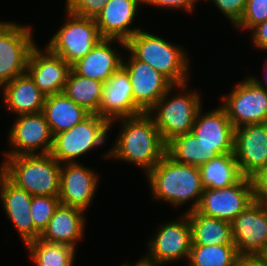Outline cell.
<instances>
[{"mask_svg":"<svg viewBox=\"0 0 267 266\" xmlns=\"http://www.w3.org/2000/svg\"><path fill=\"white\" fill-rule=\"evenodd\" d=\"M115 121H119L120 131L111 148L101 155L102 159L131 163L146 175L166 155V143L154 120L148 113H142L113 120L110 129Z\"/></svg>","mask_w":267,"mask_h":266,"instance_id":"cell-1","label":"cell"},{"mask_svg":"<svg viewBox=\"0 0 267 266\" xmlns=\"http://www.w3.org/2000/svg\"><path fill=\"white\" fill-rule=\"evenodd\" d=\"M151 197L175 208L191 202L186 212L196 210L204 188L199 167L176 163L165 155L146 175Z\"/></svg>","mask_w":267,"mask_h":266,"instance_id":"cell-2","label":"cell"},{"mask_svg":"<svg viewBox=\"0 0 267 266\" xmlns=\"http://www.w3.org/2000/svg\"><path fill=\"white\" fill-rule=\"evenodd\" d=\"M184 49L144 29L136 32L126 42V51L137 60L149 64L173 85L190 82L191 62L187 50Z\"/></svg>","mask_w":267,"mask_h":266,"instance_id":"cell-3","label":"cell"},{"mask_svg":"<svg viewBox=\"0 0 267 266\" xmlns=\"http://www.w3.org/2000/svg\"><path fill=\"white\" fill-rule=\"evenodd\" d=\"M0 172L32 196H59L61 165L50 153L3 156Z\"/></svg>","mask_w":267,"mask_h":266,"instance_id":"cell-4","label":"cell"},{"mask_svg":"<svg viewBox=\"0 0 267 266\" xmlns=\"http://www.w3.org/2000/svg\"><path fill=\"white\" fill-rule=\"evenodd\" d=\"M188 88V83L173 85L147 112L165 143L175 136L190 133L202 108L201 93Z\"/></svg>","mask_w":267,"mask_h":266,"instance_id":"cell-5","label":"cell"},{"mask_svg":"<svg viewBox=\"0 0 267 266\" xmlns=\"http://www.w3.org/2000/svg\"><path fill=\"white\" fill-rule=\"evenodd\" d=\"M110 132V122L98 114H90L73 128L53 136L50 154L60 163H75L82 155L103 147Z\"/></svg>","mask_w":267,"mask_h":266,"instance_id":"cell-6","label":"cell"},{"mask_svg":"<svg viewBox=\"0 0 267 266\" xmlns=\"http://www.w3.org/2000/svg\"><path fill=\"white\" fill-rule=\"evenodd\" d=\"M65 12V23L54 33L46 47L70 66L83 58L102 39L95 20Z\"/></svg>","mask_w":267,"mask_h":266,"instance_id":"cell-7","label":"cell"},{"mask_svg":"<svg viewBox=\"0 0 267 266\" xmlns=\"http://www.w3.org/2000/svg\"><path fill=\"white\" fill-rule=\"evenodd\" d=\"M151 237L147 242L148 251L142 256L145 261L163 266L181 259L188 260L192 230L187 213L183 212L175 221L161 223Z\"/></svg>","mask_w":267,"mask_h":266,"instance_id":"cell-8","label":"cell"},{"mask_svg":"<svg viewBox=\"0 0 267 266\" xmlns=\"http://www.w3.org/2000/svg\"><path fill=\"white\" fill-rule=\"evenodd\" d=\"M32 28L28 24L0 21V89L26 72L31 50L36 46Z\"/></svg>","mask_w":267,"mask_h":266,"instance_id":"cell-9","label":"cell"},{"mask_svg":"<svg viewBox=\"0 0 267 266\" xmlns=\"http://www.w3.org/2000/svg\"><path fill=\"white\" fill-rule=\"evenodd\" d=\"M220 98L221 107L235 129L248 124L267 123V90L250 76Z\"/></svg>","mask_w":267,"mask_h":266,"instance_id":"cell-10","label":"cell"},{"mask_svg":"<svg viewBox=\"0 0 267 266\" xmlns=\"http://www.w3.org/2000/svg\"><path fill=\"white\" fill-rule=\"evenodd\" d=\"M10 127L8 143L11 149L3 156L49 154L53 134L42 112L15 116Z\"/></svg>","mask_w":267,"mask_h":266,"instance_id":"cell-11","label":"cell"},{"mask_svg":"<svg viewBox=\"0 0 267 266\" xmlns=\"http://www.w3.org/2000/svg\"><path fill=\"white\" fill-rule=\"evenodd\" d=\"M253 202L251 180L243 176L235 184L222 189L205 188L196 211L231 223Z\"/></svg>","mask_w":267,"mask_h":266,"instance_id":"cell-12","label":"cell"},{"mask_svg":"<svg viewBox=\"0 0 267 266\" xmlns=\"http://www.w3.org/2000/svg\"><path fill=\"white\" fill-rule=\"evenodd\" d=\"M232 237L239 255H262L267 248V209L254 201L232 222Z\"/></svg>","mask_w":267,"mask_h":266,"instance_id":"cell-13","label":"cell"},{"mask_svg":"<svg viewBox=\"0 0 267 266\" xmlns=\"http://www.w3.org/2000/svg\"><path fill=\"white\" fill-rule=\"evenodd\" d=\"M99 174L82 162L64 163L60 172V204L83 211L90 208L99 187Z\"/></svg>","mask_w":267,"mask_h":266,"instance_id":"cell-14","label":"cell"},{"mask_svg":"<svg viewBox=\"0 0 267 266\" xmlns=\"http://www.w3.org/2000/svg\"><path fill=\"white\" fill-rule=\"evenodd\" d=\"M127 53L128 59H123L122 66L129 73L135 104L147 113L173 84L149 64Z\"/></svg>","mask_w":267,"mask_h":266,"instance_id":"cell-15","label":"cell"},{"mask_svg":"<svg viewBox=\"0 0 267 266\" xmlns=\"http://www.w3.org/2000/svg\"><path fill=\"white\" fill-rule=\"evenodd\" d=\"M233 153L244 177L250 178L267 165V123L236 128Z\"/></svg>","mask_w":267,"mask_h":266,"instance_id":"cell-16","label":"cell"},{"mask_svg":"<svg viewBox=\"0 0 267 266\" xmlns=\"http://www.w3.org/2000/svg\"><path fill=\"white\" fill-rule=\"evenodd\" d=\"M43 48L36 45L31 50L26 72L45 96L62 93L71 66L46 46Z\"/></svg>","mask_w":267,"mask_h":266,"instance_id":"cell-17","label":"cell"},{"mask_svg":"<svg viewBox=\"0 0 267 266\" xmlns=\"http://www.w3.org/2000/svg\"><path fill=\"white\" fill-rule=\"evenodd\" d=\"M144 113L133 98L132 85L127 70L121 66L104 83L103 97L98 115L109 122Z\"/></svg>","mask_w":267,"mask_h":266,"instance_id":"cell-18","label":"cell"},{"mask_svg":"<svg viewBox=\"0 0 267 266\" xmlns=\"http://www.w3.org/2000/svg\"><path fill=\"white\" fill-rule=\"evenodd\" d=\"M113 43L126 50L125 41L102 38L90 52L73 63L71 69L82 77L106 83L125 59L118 49L113 47Z\"/></svg>","mask_w":267,"mask_h":266,"instance_id":"cell-19","label":"cell"},{"mask_svg":"<svg viewBox=\"0 0 267 266\" xmlns=\"http://www.w3.org/2000/svg\"><path fill=\"white\" fill-rule=\"evenodd\" d=\"M198 111L191 133L207 147L220 154L233 153L235 128L225 110L219 106L204 113ZM203 112V113H202Z\"/></svg>","mask_w":267,"mask_h":266,"instance_id":"cell-20","label":"cell"},{"mask_svg":"<svg viewBox=\"0 0 267 266\" xmlns=\"http://www.w3.org/2000/svg\"><path fill=\"white\" fill-rule=\"evenodd\" d=\"M142 0H109L94 19L102 38L127 42L142 28L133 23Z\"/></svg>","mask_w":267,"mask_h":266,"instance_id":"cell-21","label":"cell"},{"mask_svg":"<svg viewBox=\"0 0 267 266\" xmlns=\"http://www.w3.org/2000/svg\"><path fill=\"white\" fill-rule=\"evenodd\" d=\"M32 198V195L15 186L0 172L2 210L17 230L24 245L35 240V226L30 212Z\"/></svg>","mask_w":267,"mask_h":266,"instance_id":"cell-22","label":"cell"},{"mask_svg":"<svg viewBox=\"0 0 267 266\" xmlns=\"http://www.w3.org/2000/svg\"><path fill=\"white\" fill-rule=\"evenodd\" d=\"M84 213L81 209L59 204L39 239L76 249L77 242L80 243L86 231Z\"/></svg>","mask_w":267,"mask_h":266,"instance_id":"cell-23","label":"cell"},{"mask_svg":"<svg viewBox=\"0 0 267 266\" xmlns=\"http://www.w3.org/2000/svg\"><path fill=\"white\" fill-rule=\"evenodd\" d=\"M2 102L12 114H36L42 112L45 95L25 72L5 84L1 89Z\"/></svg>","mask_w":267,"mask_h":266,"instance_id":"cell-24","label":"cell"},{"mask_svg":"<svg viewBox=\"0 0 267 266\" xmlns=\"http://www.w3.org/2000/svg\"><path fill=\"white\" fill-rule=\"evenodd\" d=\"M42 113L53 136L73 128L91 114L63 92L46 96Z\"/></svg>","mask_w":267,"mask_h":266,"instance_id":"cell-25","label":"cell"},{"mask_svg":"<svg viewBox=\"0 0 267 266\" xmlns=\"http://www.w3.org/2000/svg\"><path fill=\"white\" fill-rule=\"evenodd\" d=\"M191 224L192 245H234L232 224L196 210L186 212Z\"/></svg>","mask_w":267,"mask_h":266,"instance_id":"cell-26","label":"cell"},{"mask_svg":"<svg viewBox=\"0 0 267 266\" xmlns=\"http://www.w3.org/2000/svg\"><path fill=\"white\" fill-rule=\"evenodd\" d=\"M166 155L176 163L196 167L204 165L220 154L214 147L202 144L191 132L175 136L166 143Z\"/></svg>","mask_w":267,"mask_h":266,"instance_id":"cell-27","label":"cell"},{"mask_svg":"<svg viewBox=\"0 0 267 266\" xmlns=\"http://www.w3.org/2000/svg\"><path fill=\"white\" fill-rule=\"evenodd\" d=\"M199 170L204 189H222L243 177L234 153L219 155L200 166Z\"/></svg>","mask_w":267,"mask_h":266,"instance_id":"cell-28","label":"cell"},{"mask_svg":"<svg viewBox=\"0 0 267 266\" xmlns=\"http://www.w3.org/2000/svg\"><path fill=\"white\" fill-rule=\"evenodd\" d=\"M103 88V82L82 77L70 69L63 93L91 114H97L103 97Z\"/></svg>","mask_w":267,"mask_h":266,"instance_id":"cell-29","label":"cell"},{"mask_svg":"<svg viewBox=\"0 0 267 266\" xmlns=\"http://www.w3.org/2000/svg\"><path fill=\"white\" fill-rule=\"evenodd\" d=\"M29 258L36 266H74L76 249L41 239L25 244Z\"/></svg>","mask_w":267,"mask_h":266,"instance_id":"cell-30","label":"cell"},{"mask_svg":"<svg viewBox=\"0 0 267 266\" xmlns=\"http://www.w3.org/2000/svg\"><path fill=\"white\" fill-rule=\"evenodd\" d=\"M239 256L235 245H192L188 266H234Z\"/></svg>","mask_w":267,"mask_h":266,"instance_id":"cell-31","label":"cell"},{"mask_svg":"<svg viewBox=\"0 0 267 266\" xmlns=\"http://www.w3.org/2000/svg\"><path fill=\"white\" fill-rule=\"evenodd\" d=\"M59 204V196H33L30 212L35 226V240L40 238Z\"/></svg>","mask_w":267,"mask_h":266,"instance_id":"cell-32","label":"cell"},{"mask_svg":"<svg viewBox=\"0 0 267 266\" xmlns=\"http://www.w3.org/2000/svg\"><path fill=\"white\" fill-rule=\"evenodd\" d=\"M266 20L267 0H247L245 11L240 21L234 26V30L250 31L254 26Z\"/></svg>","mask_w":267,"mask_h":266,"instance_id":"cell-33","label":"cell"},{"mask_svg":"<svg viewBox=\"0 0 267 266\" xmlns=\"http://www.w3.org/2000/svg\"><path fill=\"white\" fill-rule=\"evenodd\" d=\"M109 0H66L65 10L81 17L95 19Z\"/></svg>","mask_w":267,"mask_h":266,"instance_id":"cell-34","label":"cell"},{"mask_svg":"<svg viewBox=\"0 0 267 266\" xmlns=\"http://www.w3.org/2000/svg\"><path fill=\"white\" fill-rule=\"evenodd\" d=\"M205 1V0H203ZM217 7V10H220L223 16L232 24L234 27L241 19L245 8L247 0H206Z\"/></svg>","mask_w":267,"mask_h":266,"instance_id":"cell-35","label":"cell"},{"mask_svg":"<svg viewBox=\"0 0 267 266\" xmlns=\"http://www.w3.org/2000/svg\"><path fill=\"white\" fill-rule=\"evenodd\" d=\"M201 0H142V4L153 6L155 8L163 9H176L183 10L188 13H192L195 10V6Z\"/></svg>","mask_w":267,"mask_h":266,"instance_id":"cell-36","label":"cell"},{"mask_svg":"<svg viewBox=\"0 0 267 266\" xmlns=\"http://www.w3.org/2000/svg\"><path fill=\"white\" fill-rule=\"evenodd\" d=\"M254 201L264 203L267 201V165L259 169L250 177Z\"/></svg>","mask_w":267,"mask_h":266,"instance_id":"cell-37","label":"cell"},{"mask_svg":"<svg viewBox=\"0 0 267 266\" xmlns=\"http://www.w3.org/2000/svg\"><path fill=\"white\" fill-rule=\"evenodd\" d=\"M251 43L258 50H267V20L254 26L250 31Z\"/></svg>","mask_w":267,"mask_h":266,"instance_id":"cell-38","label":"cell"},{"mask_svg":"<svg viewBox=\"0 0 267 266\" xmlns=\"http://www.w3.org/2000/svg\"><path fill=\"white\" fill-rule=\"evenodd\" d=\"M234 266H267V260L262 255H240Z\"/></svg>","mask_w":267,"mask_h":266,"instance_id":"cell-39","label":"cell"},{"mask_svg":"<svg viewBox=\"0 0 267 266\" xmlns=\"http://www.w3.org/2000/svg\"><path fill=\"white\" fill-rule=\"evenodd\" d=\"M120 266H161V265H157V264L149 263V262L145 261V260L141 257V259L139 258V260H137V262L134 263V264L123 263V264L120 265Z\"/></svg>","mask_w":267,"mask_h":266,"instance_id":"cell-40","label":"cell"},{"mask_svg":"<svg viewBox=\"0 0 267 266\" xmlns=\"http://www.w3.org/2000/svg\"><path fill=\"white\" fill-rule=\"evenodd\" d=\"M267 51V50H266ZM267 61V58H266ZM264 70L266 71L265 73V77L266 79H264L266 81V85L263 83L264 80H260L259 78H257V76H250L260 87H263L267 90V66L264 67Z\"/></svg>","mask_w":267,"mask_h":266,"instance_id":"cell-41","label":"cell"},{"mask_svg":"<svg viewBox=\"0 0 267 266\" xmlns=\"http://www.w3.org/2000/svg\"><path fill=\"white\" fill-rule=\"evenodd\" d=\"M262 256L267 260V248H266L265 252L262 254Z\"/></svg>","mask_w":267,"mask_h":266,"instance_id":"cell-42","label":"cell"},{"mask_svg":"<svg viewBox=\"0 0 267 266\" xmlns=\"http://www.w3.org/2000/svg\"><path fill=\"white\" fill-rule=\"evenodd\" d=\"M263 205H264L265 208L267 209V201H265V202L263 203Z\"/></svg>","mask_w":267,"mask_h":266,"instance_id":"cell-43","label":"cell"}]
</instances>
